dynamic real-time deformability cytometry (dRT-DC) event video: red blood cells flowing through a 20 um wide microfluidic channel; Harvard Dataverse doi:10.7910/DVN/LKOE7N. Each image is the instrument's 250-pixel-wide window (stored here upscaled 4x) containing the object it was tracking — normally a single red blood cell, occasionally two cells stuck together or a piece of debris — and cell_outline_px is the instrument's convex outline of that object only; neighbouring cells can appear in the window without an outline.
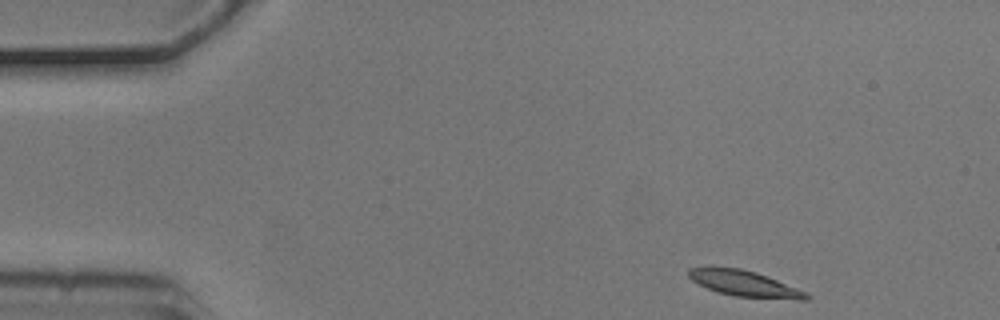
{"species": "common noctule bat (a hibernating species)", "species_latin": "Nyctalus noctula", "temperature_condition": "cold", "stored_images_in_passage": 2, "camera_frame_rate_fps": 3000, "um_per_image_px": 0.085, "animal": {"sex": "male", "body_mass_g": 20.5, "forearm_length_mm": 52.5}, "frame": {"image": 1, "passage_image": 1, "time_ms": 0.0, "image_size_px": [1000, 320], "cell_outline_px": [[812, 296], [808, 300], [796, 300], [736, 296], [716, 292], [692, 280], [688, 276], [688, 268], [708, 264], [712, 264], [740, 268], [756, 272], [808, 292]], "centroid_in_image_um": [63.24, 24.07], "position_along_channel_um": 21.8, "area_um2": 18.38}}